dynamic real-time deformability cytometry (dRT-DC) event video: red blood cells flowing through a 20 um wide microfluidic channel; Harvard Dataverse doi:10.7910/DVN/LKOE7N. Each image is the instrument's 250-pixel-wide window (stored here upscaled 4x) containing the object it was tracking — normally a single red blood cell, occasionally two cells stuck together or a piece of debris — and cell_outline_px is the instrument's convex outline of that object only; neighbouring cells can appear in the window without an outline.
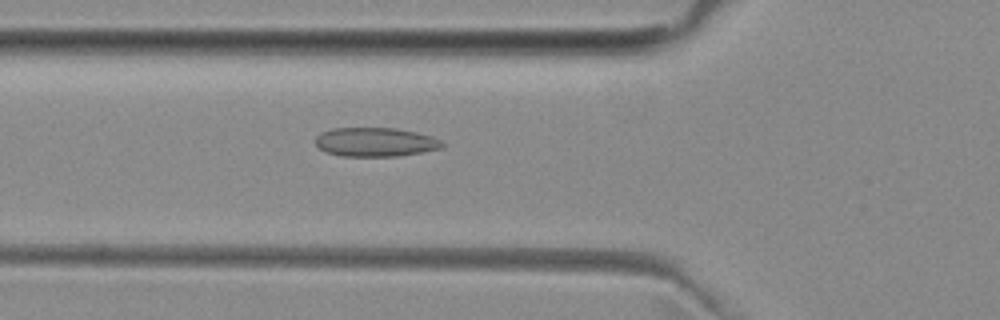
{"species": "common noctule bat (a hibernating species)", "species_latin": "Nyctalus noctula", "temperature_condition": "room temperature", "stored_images_in_passage": 50, "camera_frame_rate_fps": 3000, "um_per_image_px": 0.085, "animal": {"sex": "female", "body_mass_g": 29.2, "forearm_length_mm": 56.3}, "frame": {"image": 1, "passage_image": 16, "time_ms": 5.0, "image_size_px": [1000, 320], "cell_outline_px": [[444, 144], [440, 148], [424, 152], [396, 156], [340, 156], [324, 152], [316, 144], [316, 136], [320, 132], [332, 128], [396, 128], [416, 132], [432, 136], [440, 140]], "centroid_in_image_um": [31.88, 12.07], "position_along_channel_um": 93.9, "area_um2": 21.5}}
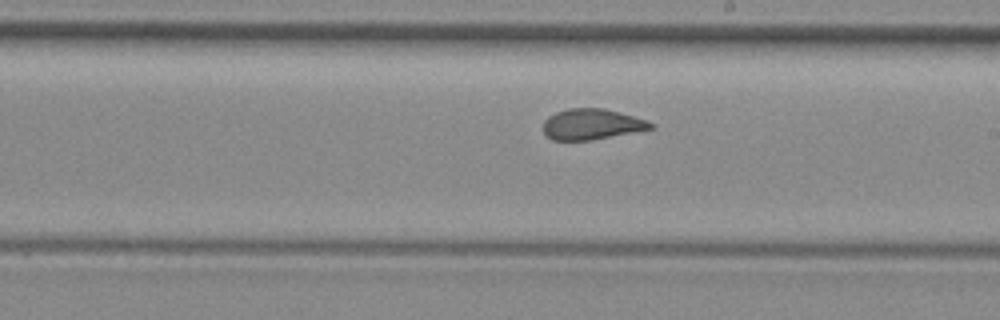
{"frame": {"image": 2, "passage_image": 27, "time_ms": 8.667, "image_size_px": [1000, 320], "cell_outline_px": [[656, 124], [652, 128], [588, 140], [552, 140], [544, 132], [544, 120], [548, 116], [556, 112], [568, 108], [604, 108], [632, 116]], "centroid_in_image_um": [50.24, 10.55], "position_along_channel_um": 238.8, "area_um2": 18.79}}
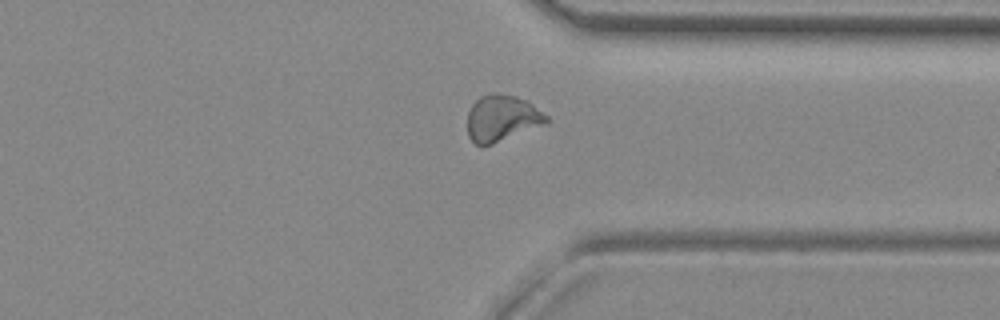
{"frame": {"image": 3, "passage_image": 37, "time_ms": 12.0, "image_size_px": [1000, 320], "cell_outline_px": [[548, 120], [544, 124], [492, 144], [476, 144], [468, 136], [468, 112], [472, 104], [480, 96], [492, 92], [496, 92], [516, 96], [528, 100], [548, 116]], "centroid_in_image_um": [42.66, 10.01], "position_along_channel_um": 368.7, "area_um2": 21.21}, "authors_computed_cell_mechanics": {"area_um2": 20.7502, "velocity_mm_per_s": 3.9434, "shape_relaxation_time_tau1_ms": null, "shape_relaxation_time_tau2_ms": 1.1796, "deformation_change_tau1": null, "deformation_change_tau2": 0.0584}}